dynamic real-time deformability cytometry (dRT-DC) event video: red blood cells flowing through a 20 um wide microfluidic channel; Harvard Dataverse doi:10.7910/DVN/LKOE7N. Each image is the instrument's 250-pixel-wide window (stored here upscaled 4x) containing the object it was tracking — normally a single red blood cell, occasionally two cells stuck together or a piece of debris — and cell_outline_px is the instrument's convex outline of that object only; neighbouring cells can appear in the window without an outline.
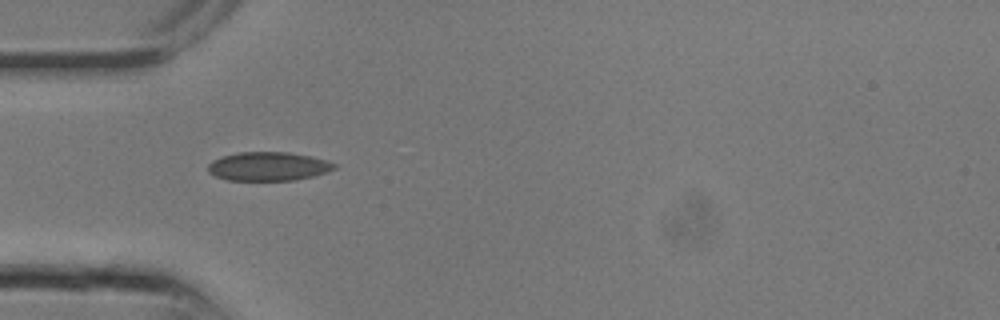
{"species": "common noctule bat (a hibernating species)", "species_latin": "Nyctalus noctula", "temperature_condition": "room temperature", "stored_images_in_passage": 7, "camera_frame_rate_fps": 3000, "um_per_image_px": 0.085, "animal": {"sex": "male", "body_mass_g": 13.3}, "frame": {"image": 1, "passage_image": 1, "time_ms": 0.0, "image_size_px": [1000, 320], "cell_outline_px": [[336, 168], [328, 172], [312, 176], [292, 180], [228, 180], [216, 176], [208, 172], [208, 164], [212, 160], [224, 156], [240, 152], [288, 152], [312, 156], [336, 164]], "centroid_in_image_um": [22.8, 14.14], "position_along_channel_um": 62.2, "area_um2": 21.04}}
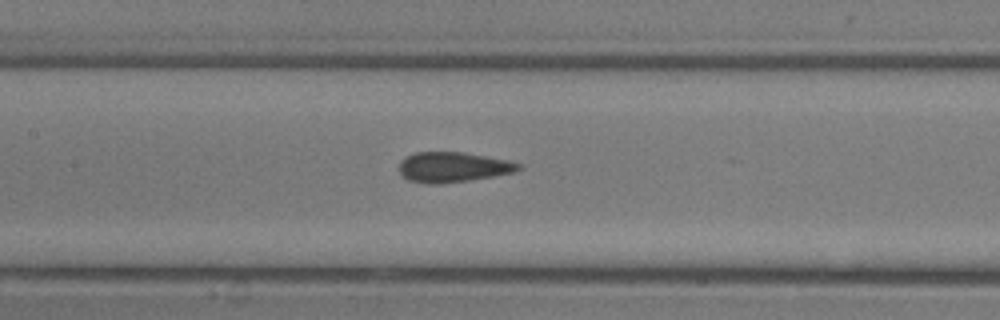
{"frame": {"image": 2, "passage_image": 5, "time_ms": 1.333, "image_size_px": [1000, 320], "cell_outline_px": [[524, 168], [512, 172], [492, 176], [468, 180], [440, 184], [428, 184], [408, 180], [400, 172], [400, 160], [416, 152], [464, 152], [508, 160], [520, 164]], "centroid_in_image_um": [38.5, 14.2], "position_along_channel_um": 168.9, "area_um2": 20.81}}
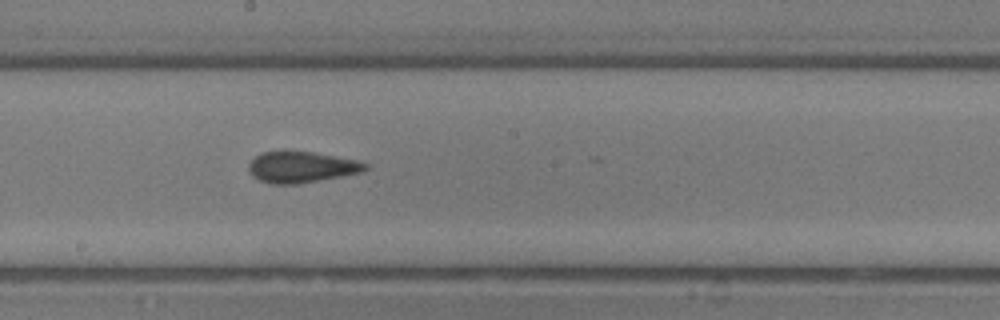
{"frame": {"image": 3, "passage_image": 7, "time_ms": 2.0, "image_size_px": [1000, 320], "cell_outline_px": [[372, 164], [364, 172], [296, 184], [272, 184], [260, 180], [252, 176], [248, 172], [248, 164], [260, 152], [312, 152], [356, 160]], "centroid_in_image_um": [25.64, 14.21], "position_along_channel_um": 222.6, "area_um2": 21.04}}